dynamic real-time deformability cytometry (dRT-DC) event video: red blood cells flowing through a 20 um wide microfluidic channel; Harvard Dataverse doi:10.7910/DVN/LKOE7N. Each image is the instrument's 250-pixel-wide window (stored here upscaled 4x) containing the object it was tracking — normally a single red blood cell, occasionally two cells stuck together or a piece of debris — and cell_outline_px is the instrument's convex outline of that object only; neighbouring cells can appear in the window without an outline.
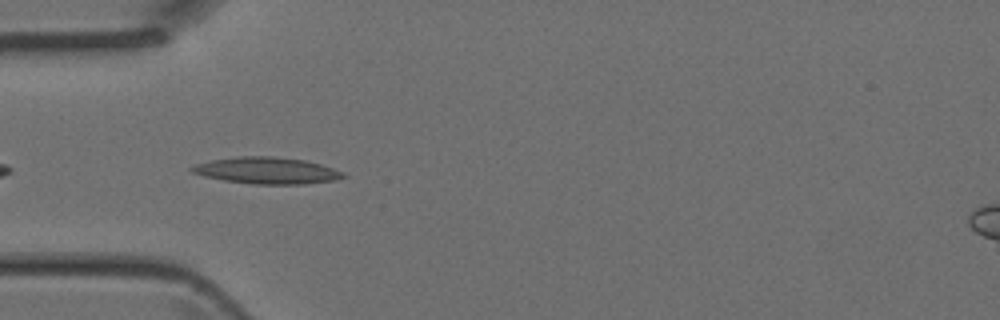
{"species": "Egyptian fruit bat (a non-hibernating species)", "species_latin": "Rousettus aegyptiacus", "temperature_condition": "room temperature", "stored_images_in_passage": 3, "camera_frame_rate_fps": 3000, "um_per_image_px": 0.085, "animal": {"sex": "female"}, "frame": {"image": 1, "passage_image": 3, "time_ms": 0.667, "image_size_px": [1000, 320], "cell_outline_px": [[348, 176], [336, 180], [304, 184], [256, 184], [224, 180], [204, 176], [192, 172], [188, 168], [196, 164], [212, 160], [236, 156], [272, 156], [304, 160], [320, 164], [344, 172]], "centroid_in_image_um": [22.7, 14.49], "position_along_channel_um": 62.3, "area_um2": 23.41}}